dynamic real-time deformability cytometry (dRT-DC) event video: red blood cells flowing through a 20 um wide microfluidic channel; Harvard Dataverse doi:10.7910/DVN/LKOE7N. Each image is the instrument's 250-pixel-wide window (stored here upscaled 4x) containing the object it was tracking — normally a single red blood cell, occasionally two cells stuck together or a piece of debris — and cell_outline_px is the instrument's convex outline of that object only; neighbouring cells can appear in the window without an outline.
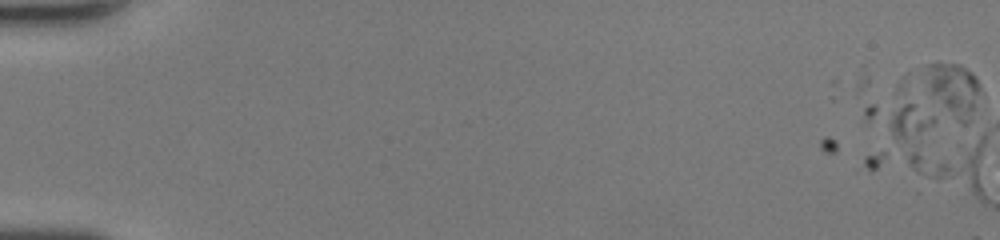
{"species": "human", "species_latin": "Homo sapiens", "temperature_condition": "room temperature", "stored_images_in_passage": 10, "camera_frame_rate_fps": 3000, "um_per_image_px": 0.085, "donor": {"sex": "female"}, "frame": {"image": 1, "passage_image": 2, "time_ms": 0.333, "image_size_px": [1000, 240], "cell_outline_px": [[980, 88], [972, 124], [904, 140], [864, 120], [864, 108], [928, 64], [960, 64], [972, 72]], "centroid_in_image_um": [78.8, 8.71], "position_along_channel_um": 6.2, "area_um2": 43.47}}